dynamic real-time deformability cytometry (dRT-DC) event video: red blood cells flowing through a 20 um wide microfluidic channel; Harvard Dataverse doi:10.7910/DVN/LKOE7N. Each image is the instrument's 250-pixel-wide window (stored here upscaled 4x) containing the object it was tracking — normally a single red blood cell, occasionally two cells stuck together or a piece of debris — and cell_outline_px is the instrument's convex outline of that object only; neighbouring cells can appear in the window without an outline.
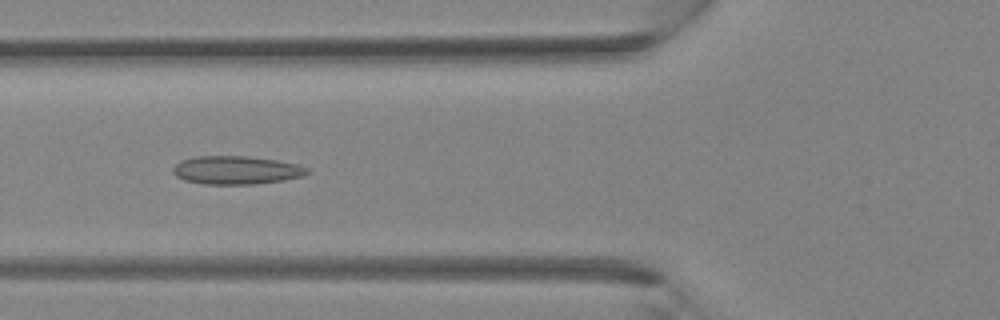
{"species": "Egyptian fruit bat (a non-hibernating species)", "species_latin": "Rousettus aegyptiacus", "temperature_condition": "room temperature", "stored_images_in_passage": 37, "camera_frame_rate_fps": 3000, "um_per_image_px": 0.085, "animal": {"sex": "female"}, "frame": {"image": 1, "passage_image": 14, "time_ms": 4.333, "image_size_px": [1000, 320], "cell_outline_px": [[308, 172], [304, 176], [284, 180], [256, 184], [204, 184], [184, 180], [176, 176], [172, 172], [172, 168], [180, 160], [192, 156], [248, 156], [276, 160], [296, 164], [308, 168]], "centroid_in_image_um": [20.05, 14.46], "position_along_channel_um": 105.8, "area_um2": 22.25}}
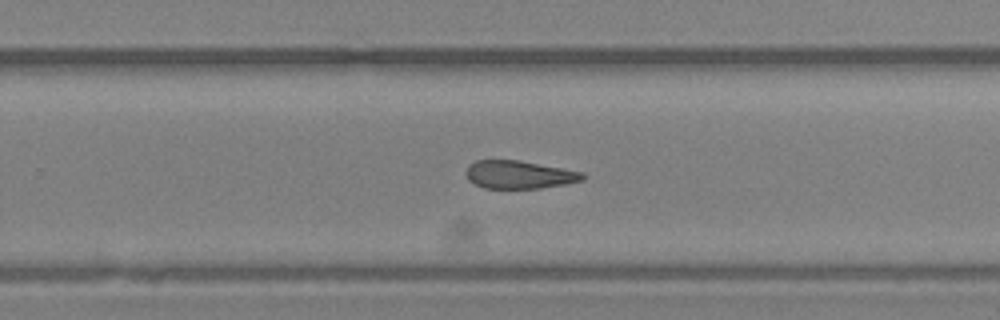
{"frame": {"image": 2, "passage_image": 24, "time_ms": 7.667, "image_size_px": [1000, 320], "cell_outline_px": [[588, 176], [584, 180], [564, 184], [540, 188], [484, 188], [468, 180], [464, 172], [468, 164], [476, 160], [520, 160], [584, 172]], "centroid_in_image_um": [44.13, 14.83], "position_along_channel_um": 285.7, "area_um2": 19.25}}
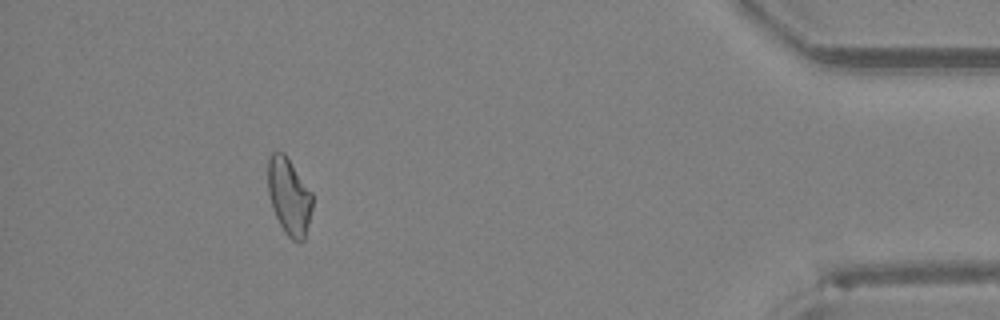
{"frame": {"image": 3, "passage_image": 34, "time_ms": 11.0, "image_size_px": [1000, 320], "cell_outline_px": [[312, 208], [304, 240], [300, 244], [292, 240], [284, 232], [272, 208], [268, 192], [268, 160], [272, 152], [284, 152], [312, 192]], "centroid_in_image_um": [24.57, 16.71], "position_along_channel_um": 410.6, "area_um2": 19.94}}